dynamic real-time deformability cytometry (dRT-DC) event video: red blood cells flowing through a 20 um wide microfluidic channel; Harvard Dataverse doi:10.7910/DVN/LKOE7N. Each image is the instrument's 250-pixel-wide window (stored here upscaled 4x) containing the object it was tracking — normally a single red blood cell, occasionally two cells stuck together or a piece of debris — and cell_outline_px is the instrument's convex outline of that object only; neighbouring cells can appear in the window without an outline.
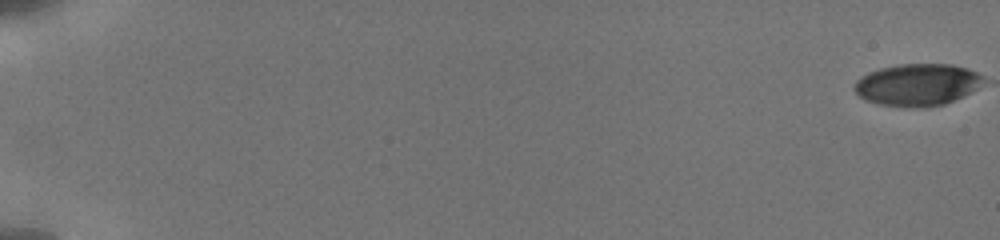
{"species": "human", "species_latin": "Homo sapiens", "temperature_condition": "cold", "stored_images_in_passage": 25, "camera_frame_rate_fps": 3000, "um_per_image_px": 0.085, "donor": {"sex": "male"}, "frame": {"image": 1, "passage_image": 1, "time_ms": 0.0, "image_size_px": [1000, 240], "cell_outline_px": [[984, 80], [976, 88], [964, 96], [944, 104], [928, 108], [908, 108], [880, 104], [868, 100], [860, 96], [856, 92], [856, 80], [880, 68], [900, 64], [952, 64], [968, 68], [984, 76]], "centroid_in_image_um": [78.03, 7.21], "position_along_channel_um": 7.0, "area_um2": 31.44}}
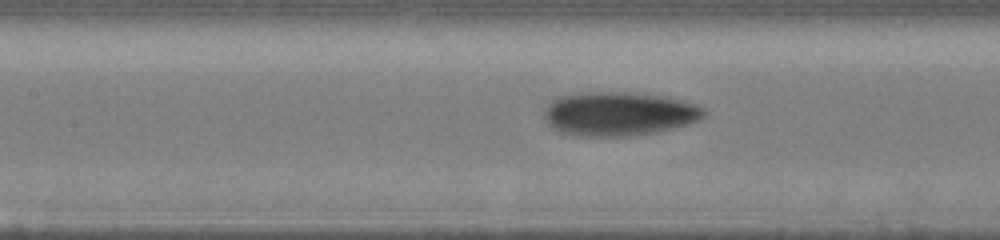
{"frame": {"image": 2, "passage_image": 22, "time_ms": 9.333, "image_size_px": [1000, 240], "cell_outline_px": [[704, 116], [688, 124], [672, 128], [652, 132], [628, 136], [580, 136], [560, 132], [552, 128], [548, 124], [544, 116], [544, 108], [552, 100], [560, 96], [580, 92], [624, 92], [660, 96], [684, 100], [696, 104], [704, 108]], "centroid_in_image_um": [52.55, 9.67], "position_along_channel_um": 154.8, "area_um2": 40.69}}
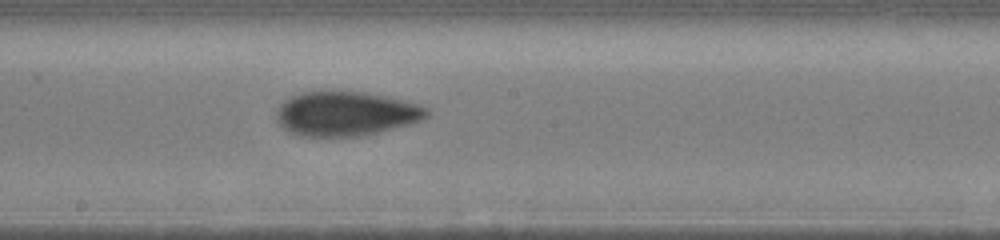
{"frame": {"image": 3, "passage_image": 25, "time_ms": 11.0, "image_size_px": [1000, 240], "cell_outline_px": [[428, 116], [420, 120], [408, 124], [360, 136], [300, 136], [288, 132], [280, 124], [276, 116], [276, 112], [280, 104], [284, 100], [292, 96], [304, 92], [364, 92], [384, 96], [420, 104], [428, 108]], "centroid_in_image_um": [29.37, 9.67], "position_along_channel_um": 218.8, "area_um2": 38.44}}